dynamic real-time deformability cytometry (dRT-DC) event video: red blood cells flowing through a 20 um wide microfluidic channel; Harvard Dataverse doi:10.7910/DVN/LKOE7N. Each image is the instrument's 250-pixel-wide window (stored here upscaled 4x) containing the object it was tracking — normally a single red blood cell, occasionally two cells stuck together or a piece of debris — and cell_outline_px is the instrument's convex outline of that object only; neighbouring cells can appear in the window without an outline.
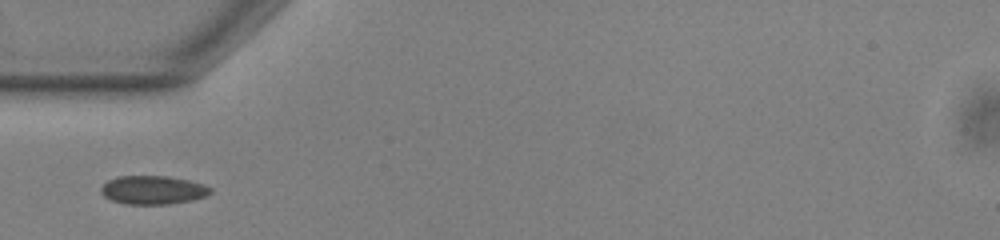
{"species": "common noctule bat (a hibernating species)", "species_latin": "Nyctalus noctula", "temperature_condition": "warm", "stored_images_in_passage": 37, "camera_frame_rate_fps": 3000, "um_per_image_px": 0.085, "animal": {"sex": "male", "body_mass_g": 13.0, "forearm_length_mm": 53.1}, "frame": {"image": 1, "passage_image": 1, "time_ms": 0.0, "image_size_px": [1000, 240], "cell_outline_px": [[212, 192], [204, 196], [192, 200], [172, 204], [124, 204], [112, 200], [104, 196], [100, 192], [100, 188], [108, 180], [120, 176], [168, 176], [188, 180], [204, 184], [212, 188]], "centroid_in_image_um": [13.0, 16.15], "position_along_channel_um": 72.0, "area_um2": 18.26}}
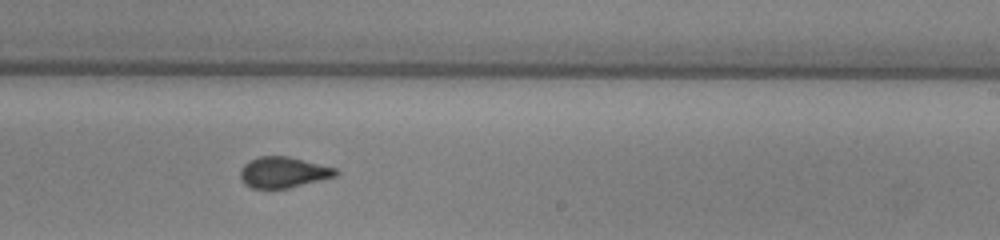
{"frame": {"image": 2, "passage_image": 16, "time_ms": 5.0, "image_size_px": [1000, 240], "cell_outline_px": [[340, 172], [336, 176], [288, 188], [252, 188], [244, 184], [240, 176], [240, 168], [248, 160], [256, 156], [288, 156], [336, 168]], "centroid_in_image_um": [24.05, 14.63], "position_along_channel_um": 264.9, "area_um2": 17.22}}
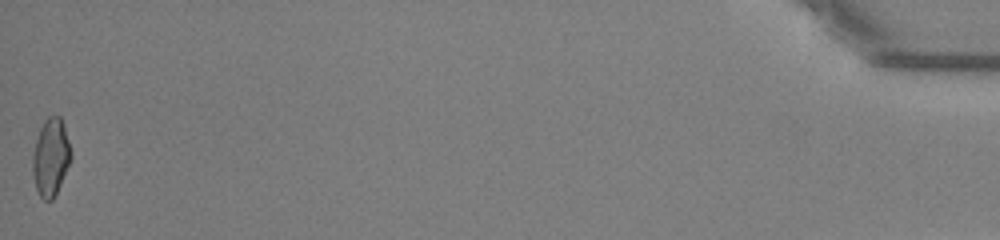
{"frame": {"image": 3, "passage_image": 37, "time_ms": 12.0, "image_size_px": [1000, 240], "cell_outline_px": [[72, 160], [52, 200], [44, 200], [40, 196], [36, 188], [32, 172], [32, 156], [36, 140], [40, 128], [44, 120], [48, 116], [60, 116], [64, 124], [72, 152]], "centroid_in_image_um": [4.32, 13.34], "position_along_channel_um": 430.9, "area_um2": 17.4}}